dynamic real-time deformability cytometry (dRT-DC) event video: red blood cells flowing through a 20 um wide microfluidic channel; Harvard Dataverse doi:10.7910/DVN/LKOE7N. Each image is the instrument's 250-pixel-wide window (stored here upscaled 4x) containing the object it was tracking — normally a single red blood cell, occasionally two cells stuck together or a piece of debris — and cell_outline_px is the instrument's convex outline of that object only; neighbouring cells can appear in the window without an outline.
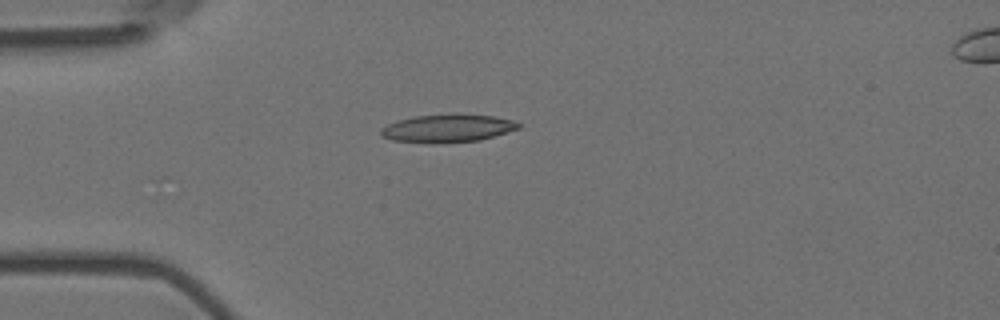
{"species": "Egyptian fruit bat (a non-hibernating species)", "species_latin": "Rousettus aegyptiacus", "temperature_condition": "room temperature", "stored_images_in_passage": 4, "camera_frame_rate_fps": 3000, "um_per_image_px": 0.085, "animal": {"sex": "female"}, "frame": {"image": 1, "passage_image": 4, "time_ms": 1.0, "image_size_px": [1000, 320], "cell_outline_px": [[520, 128], [480, 140], [432, 144], [392, 140], [380, 136], [380, 128], [396, 120], [416, 116], [452, 112], [492, 116], [512, 120], [520, 124]], "centroid_in_image_um": [37.99, 10.89], "position_along_channel_um": 47.0, "area_um2": 22.89}}